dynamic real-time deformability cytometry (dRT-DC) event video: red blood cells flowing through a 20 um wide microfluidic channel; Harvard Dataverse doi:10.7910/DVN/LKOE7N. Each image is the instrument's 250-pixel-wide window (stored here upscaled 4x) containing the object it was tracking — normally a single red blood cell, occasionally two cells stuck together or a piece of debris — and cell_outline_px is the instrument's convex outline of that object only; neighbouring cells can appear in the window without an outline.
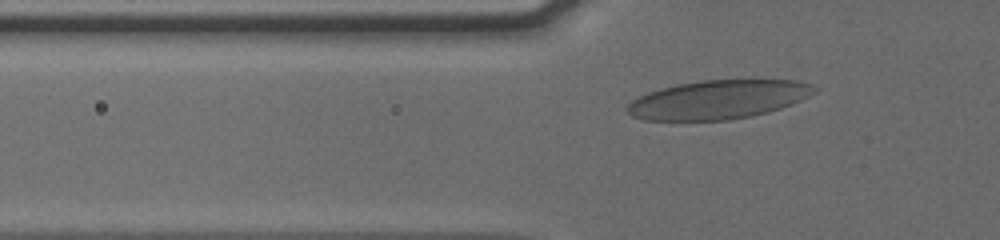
{"species": "human", "species_latin": "Homo sapiens", "temperature_condition": "cold", "stored_images_in_passage": 42, "camera_frame_rate_fps": 3000, "um_per_image_px": 0.085, "donor": {"sex": "male"}, "frame": {"image": 1, "passage_image": 10, "time_ms": 3.0, "image_size_px": [1000, 240], "cell_outline_px": [[820, 88], [816, 92], [792, 104], [768, 112], [752, 116], [728, 120], [644, 120], [632, 116], [624, 108], [632, 100], [648, 92], [660, 88], [676, 84], [700, 80], [796, 80], [812, 84]], "centroid_in_image_um": [61.05, 8.46], "position_along_channel_um": 64.7, "area_um2": 42.48}}
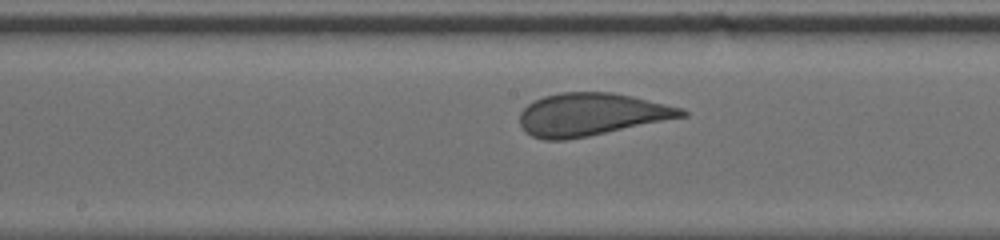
{"frame": {"image": 2, "passage_image": 21, "time_ms": 6.667, "image_size_px": [1000, 240], "cell_outline_px": [[688, 116], [588, 136], [564, 140], [544, 140], [532, 136], [524, 132], [520, 124], [520, 112], [528, 104], [544, 96], [560, 92], [612, 92], [632, 96], [684, 108], [688, 112]], "centroid_in_image_um": [50.27, 9.73], "position_along_channel_um": 197.9, "area_um2": 40.29}}
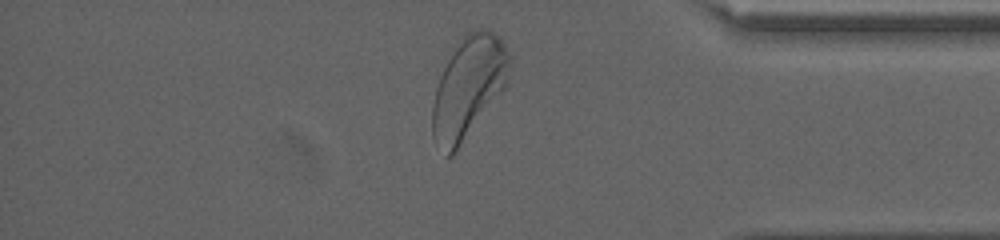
{"frame": {"image": 3, "passage_image": 38, "time_ms": 12.333, "image_size_px": [1000, 240], "cell_outline_px": [[512, 60], [508, 84], [452, 156], [448, 156], [432, 136], [432, 104], [436, 88], [440, 76], [448, 60], [464, 36], [468, 32], [476, 28], [488, 28], [500, 36], [512, 56]], "centroid_in_image_um": [39.87, 7.37], "position_along_channel_um": 395.3, "area_um2": 45.49}, "authors_computed_cell_mechanics": {"area_um2": 41.1536, "velocity_mm_per_s": 3.7951, "shape_relaxation_time_tau1_ms": 4.4412, "shape_relaxation_time_tau2_ms": null, "deformation_change_tau1": 0.1364, "deformation_change_tau2": null}}